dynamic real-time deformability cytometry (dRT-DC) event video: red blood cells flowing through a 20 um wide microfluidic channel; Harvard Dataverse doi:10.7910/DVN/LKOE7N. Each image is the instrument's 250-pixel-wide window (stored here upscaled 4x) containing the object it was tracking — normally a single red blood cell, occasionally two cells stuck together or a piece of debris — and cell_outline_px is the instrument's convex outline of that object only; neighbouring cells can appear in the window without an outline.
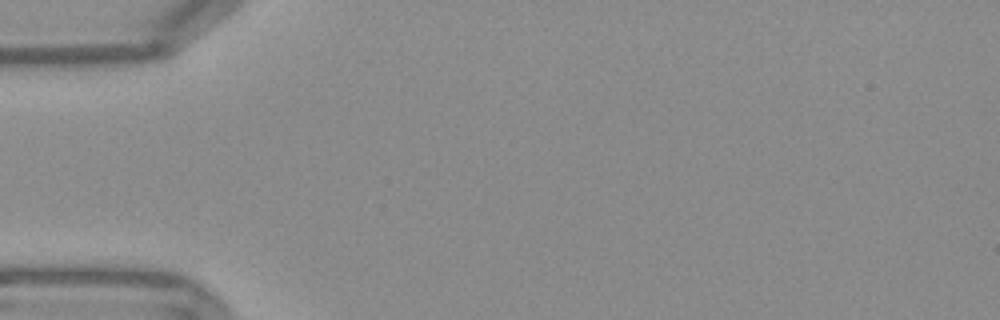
{"species": "Egyptian fruit bat (a non-hibernating species)", "species_latin": "Rousettus aegyptiacus", "temperature_condition": "warm", "stored_images_in_passage": 3, "segment_of_instrument_passage": [1, 2], "camera_frame_rate_fps": 3000, "um_per_image_px": 0.085, "frame": {"image": 1, "passage_image": 1, "time_ms": 0.0, "image_size_px": [1000, 320], "cell_outline_px": [[176, 48], [172, 52], [160, 56], [136, 60], [48, 68], [12, 56], [168, 48]], "centroid_in_image_um": [7.9, 4.87], "position_along_channel_um": 77.1, "area_um2": 11.62}}